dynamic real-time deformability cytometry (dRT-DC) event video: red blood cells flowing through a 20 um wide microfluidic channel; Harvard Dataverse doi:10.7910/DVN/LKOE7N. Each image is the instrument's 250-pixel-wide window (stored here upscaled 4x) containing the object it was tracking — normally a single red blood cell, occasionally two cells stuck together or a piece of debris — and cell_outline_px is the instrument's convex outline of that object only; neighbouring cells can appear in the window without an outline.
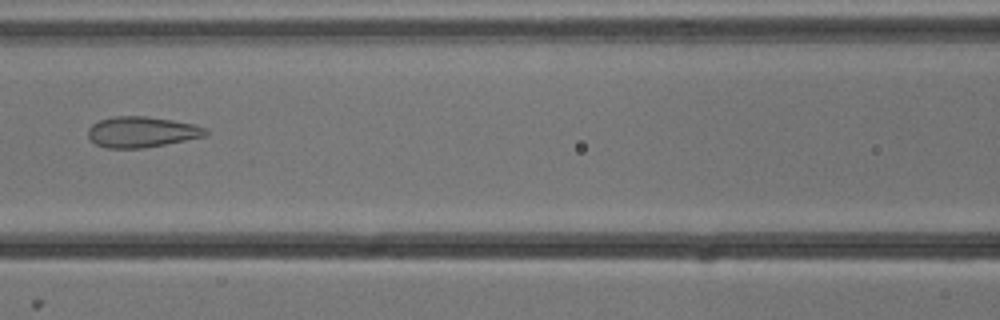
{"species": "common noctule bat (a hibernating species)", "species_latin": "Nyctalus noctula", "temperature_condition": "cold", "stored_images_in_passage": 7, "camera_frame_rate_fps": 3000, "um_per_image_px": 0.085, "animal": {"sex": "male", "body_mass_g": 13.3}, "frame": {"image": 1, "passage_image": 7, "time_ms": 2.0, "image_size_px": [1000, 320], "cell_outline_px": [[208, 132], [204, 136], [144, 148], [108, 148], [96, 144], [88, 136], [88, 128], [92, 124], [100, 120], [112, 116], [144, 116], [172, 120], [196, 124], [208, 128]], "centroid_in_image_um": [12.05, 11.2], "position_along_channel_um": 154.6, "area_um2": 20.98}}